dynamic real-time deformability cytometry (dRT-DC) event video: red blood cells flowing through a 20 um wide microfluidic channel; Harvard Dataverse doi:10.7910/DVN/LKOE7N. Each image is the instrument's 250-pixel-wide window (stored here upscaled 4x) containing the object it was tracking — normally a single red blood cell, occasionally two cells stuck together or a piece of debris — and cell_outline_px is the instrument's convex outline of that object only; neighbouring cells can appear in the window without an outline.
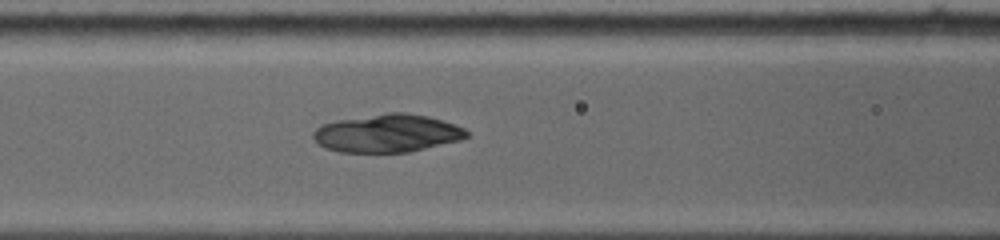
{"species": "common noctule bat (a hibernating species)", "species_latin": "Nyctalus noctula", "temperature_condition": "warm", "stored_images_in_passage": 32, "camera_frame_rate_fps": 5000, "um_per_image_px": 0.085, "animal": {"sex": "female", "body_mass_g": 19.0, "forearm_length_mm": 53.3}, "frame": {"image": 1, "passage_image": 11, "time_ms": 3.2, "image_size_px": [1000, 240], "cell_outline_px": [[468, 136], [460, 140], [408, 152], [340, 152], [324, 148], [312, 136], [312, 132], [316, 128], [324, 124], [336, 120], [388, 112], [408, 112], [428, 116], [464, 128], [468, 132]], "centroid_in_image_um": [32.9, 11.32], "position_along_channel_um": 133.7, "area_um2": 33.81}}
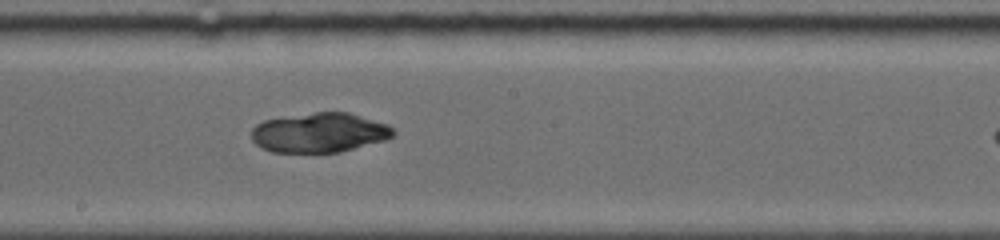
{"frame": {"image": 2, "passage_image": 18, "time_ms": 5.4, "image_size_px": [1000, 240], "cell_outline_px": [[396, 132], [392, 136], [384, 140], [340, 152], [272, 152], [260, 148], [252, 140], [252, 128], [256, 124], [264, 120], [316, 112], [348, 112], [388, 124]], "centroid_in_image_um": [27.14, 11.28], "position_along_channel_um": 221.1, "area_um2": 32.6}}
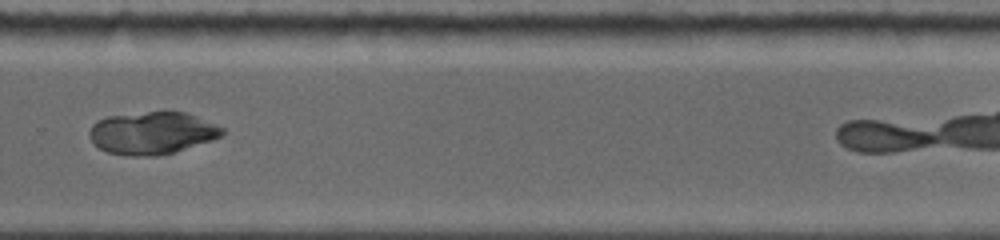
{"frame": {"image": 3, "passage_image": 25, "time_ms": 7.8, "image_size_px": [1000, 240], "cell_outline_px": [[224, 132], [220, 136], [172, 152], [156, 156], [128, 156], [108, 152], [100, 148], [92, 140], [88, 132], [92, 124], [108, 116], [164, 108], [184, 112], [224, 128]], "centroid_in_image_um": [12.88, 11.26], "position_along_channel_um": 316.9, "area_um2": 32.89}}